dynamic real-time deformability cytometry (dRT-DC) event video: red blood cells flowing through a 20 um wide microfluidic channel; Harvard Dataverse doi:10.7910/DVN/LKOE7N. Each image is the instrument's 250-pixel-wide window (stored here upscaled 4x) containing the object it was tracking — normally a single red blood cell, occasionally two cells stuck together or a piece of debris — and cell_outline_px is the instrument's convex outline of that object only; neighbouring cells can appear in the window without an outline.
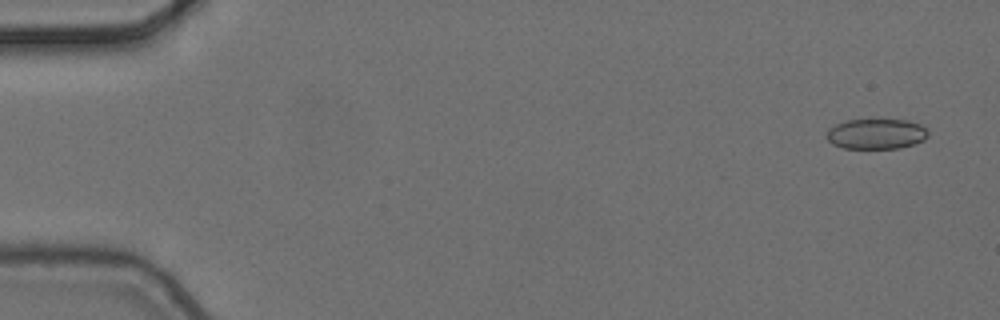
{"species": "common noctule bat (a hibernating species)", "species_latin": "Nyctalus noctula", "temperature_condition": "cold", "stored_images_in_passage": 5, "camera_frame_rate_fps": 3000, "um_per_image_px": 0.085, "animal": {"sex": "female", "body_mass_g": 24.6, "forearm_length_mm": 56.2}, "frame": {"image": 1, "passage_image": 1, "time_ms": 0.0, "image_size_px": [1000, 320], "cell_outline_px": [[928, 136], [924, 140], [900, 148], [844, 148], [832, 144], [824, 136], [828, 128], [836, 124], [848, 120], [872, 116], [908, 120], [920, 124], [928, 128]], "centroid_in_image_um": [74.47, 11.32], "position_along_channel_um": 10.5, "area_um2": 18.9}}
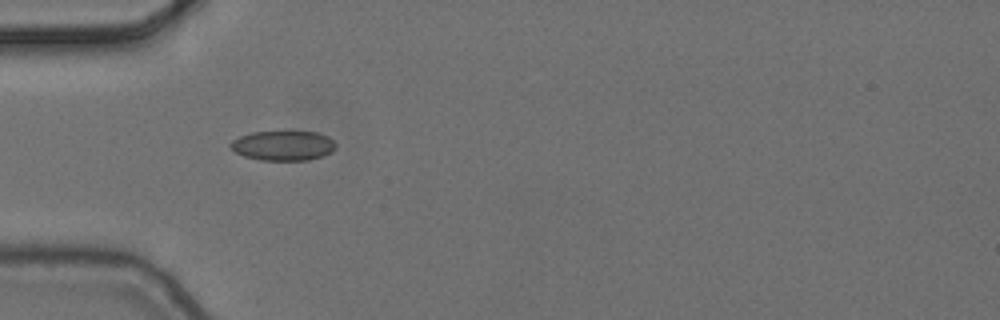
{"frame": {"image": 2, "passage_image": 4, "time_ms": 1.0, "image_size_px": [1000, 320], "cell_outline_px": [[336, 148], [332, 152], [324, 156], [308, 160], [260, 160], [244, 156], [236, 152], [228, 144], [232, 140], [240, 136], [252, 132], [316, 132], [328, 136], [336, 144]], "centroid_in_image_um": [24.08, 12.38], "position_along_channel_um": 60.9, "area_um2": 18.26}}
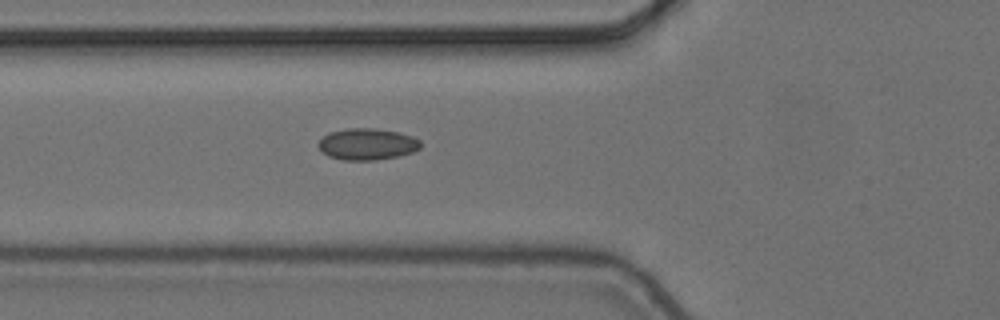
{"frame": {"image": 3, "passage_image": 5, "time_ms": 1.333, "image_size_px": [1000, 320], "cell_outline_px": [[420, 148], [412, 152], [396, 156], [376, 160], [344, 160], [328, 156], [320, 148], [320, 140], [328, 132], [348, 128], [376, 128], [396, 132], [412, 136], [420, 140]], "centroid_in_image_um": [31.22, 12.24], "position_along_channel_um": 94.6, "area_um2": 18.55}}